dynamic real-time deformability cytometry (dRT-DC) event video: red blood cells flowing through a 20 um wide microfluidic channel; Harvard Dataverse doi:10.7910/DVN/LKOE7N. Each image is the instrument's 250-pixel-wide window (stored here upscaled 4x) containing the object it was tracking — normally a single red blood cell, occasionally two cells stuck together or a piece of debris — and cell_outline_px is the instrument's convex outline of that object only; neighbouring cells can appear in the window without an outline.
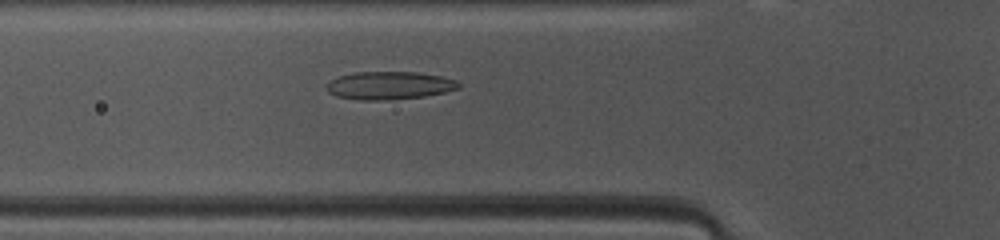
{"species": "common noctule bat (a hibernating species)", "species_latin": "Nyctalus noctula", "temperature_condition": "warm", "stored_images_in_passage": 46, "camera_frame_rate_fps": 3000, "um_per_image_px": 0.085, "animal": {"sex": "female", "body_mass_g": 10.0, "forearm_length_mm": 53.1}, "frame": {"image": 1, "passage_image": 14, "time_ms": 4.333, "image_size_px": [1000, 240], "cell_outline_px": [[460, 88], [444, 92], [424, 96], [396, 100], [364, 100], [336, 96], [328, 92], [324, 84], [340, 76], [356, 72], [416, 72], [440, 76], [456, 80], [460, 84]], "centroid_in_image_um": [33.09, 7.27], "position_along_channel_um": 92.7, "area_um2": 21.5}}
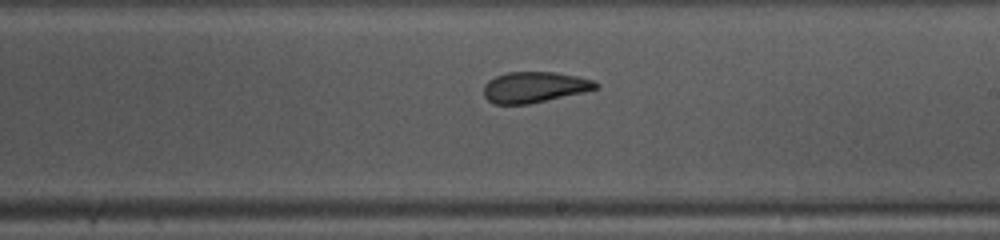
{"frame": {"image": 2, "passage_image": 25, "time_ms": 8.0, "image_size_px": [1000, 240], "cell_outline_px": [[600, 88], [584, 92], [528, 104], [496, 104], [488, 100], [484, 96], [484, 84], [488, 80], [496, 76], [508, 72], [556, 72], [576, 76], [592, 80], [600, 84]], "centroid_in_image_um": [45.43, 7.4], "position_along_channel_um": 243.6, "area_um2": 20.11}}
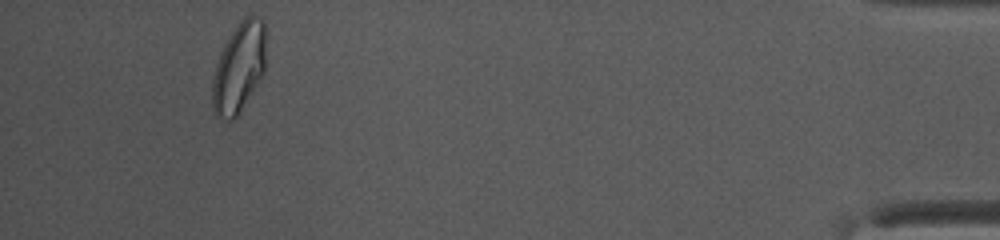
{"frame": {"image": 3, "passage_image": 43, "time_ms": 14.0, "image_size_px": [1000, 240], "cell_outline_px": [[264, 72], [236, 116], [232, 120], [224, 120], [216, 116], [212, 108], [212, 80], [216, 64], [220, 52], [228, 36], [240, 20], [244, 16], [252, 12], [264, 20]], "centroid_in_image_um": [20.28, 5.69], "position_along_channel_um": 414.9, "area_um2": 27.98}, "authors_computed_cell_mechanics": {"area_um2": 22.253, "velocity_mm_per_s": 4.0956, "shape_relaxation_time_tau1_ms": null, "shape_relaxation_time_tau2_ms": 1.7437, "deformation_change_tau1": null, "deformation_change_tau2": 0.0859}}